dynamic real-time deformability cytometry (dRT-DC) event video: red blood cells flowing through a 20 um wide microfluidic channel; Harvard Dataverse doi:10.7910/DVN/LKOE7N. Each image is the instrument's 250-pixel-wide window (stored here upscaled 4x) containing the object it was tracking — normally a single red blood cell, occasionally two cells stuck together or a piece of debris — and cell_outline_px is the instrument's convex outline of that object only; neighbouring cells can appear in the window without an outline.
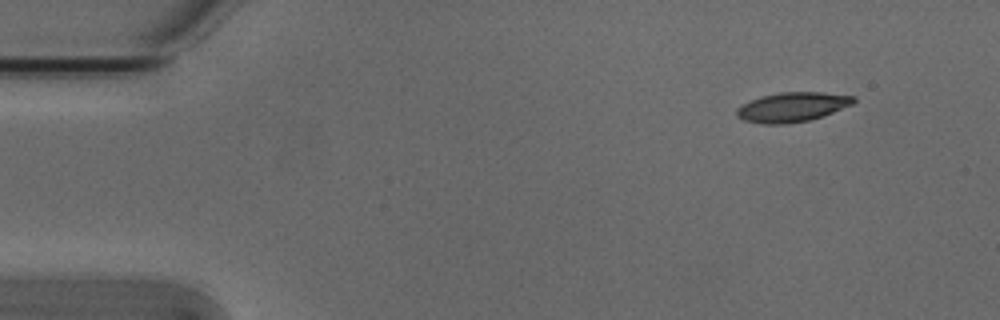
{"species": "Egyptian fruit bat (a non-hibernating species)", "species_latin": "Rousettus aegyptiacus", "temperature_condition": "cold", "stored_images_in_passage": 4, "camera_frame_rate_fps": 3000, "um_per_image_px": 0.085, "animal": {"sex": "male"}, "frame": {"image": 1, "passage_image": 1, "time_ms": 0.0, "image_size_px": [1000, 320], "cell_outline_px": [[856, 100], [852, 104], [824, 116], [808, 120], [784, 124], [764, 124], [744, 120], [736, 116], [736, 108], [760, 96], [780, 92], [820, 92], [856, 96]], "centroid_in_image_um": [67.35, 9.09], "position_along_channel_um": 17.7, "area_um2": 20.06}}
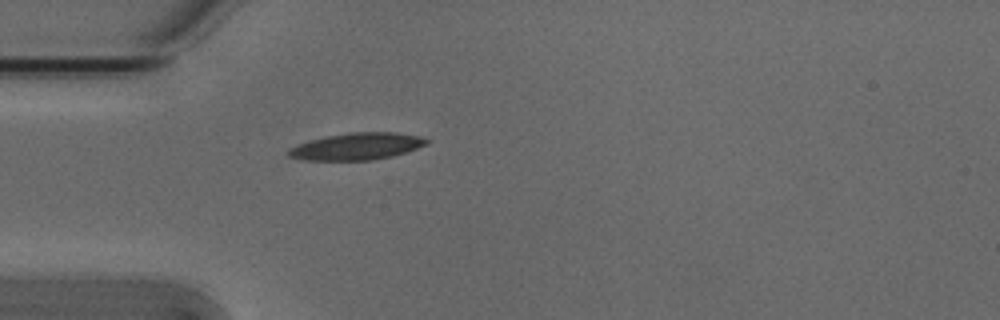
{"frame": {"image": 2, "passage_image": 4, "time_ms": 1.0, "image_size_px": [1000, 320], "cell_outline_px": [[428, 144], [392, 156], [372, 160], [308, 160], [288, 156], [288, 148], [296, 144], [324, 136], [348, 132], [396, 132], [420, 136], [428, 140]], "centroid_in_image_um": [30.3, 12.43], "position_along_channel_um": 54.7, "area_um2": 21.68}}